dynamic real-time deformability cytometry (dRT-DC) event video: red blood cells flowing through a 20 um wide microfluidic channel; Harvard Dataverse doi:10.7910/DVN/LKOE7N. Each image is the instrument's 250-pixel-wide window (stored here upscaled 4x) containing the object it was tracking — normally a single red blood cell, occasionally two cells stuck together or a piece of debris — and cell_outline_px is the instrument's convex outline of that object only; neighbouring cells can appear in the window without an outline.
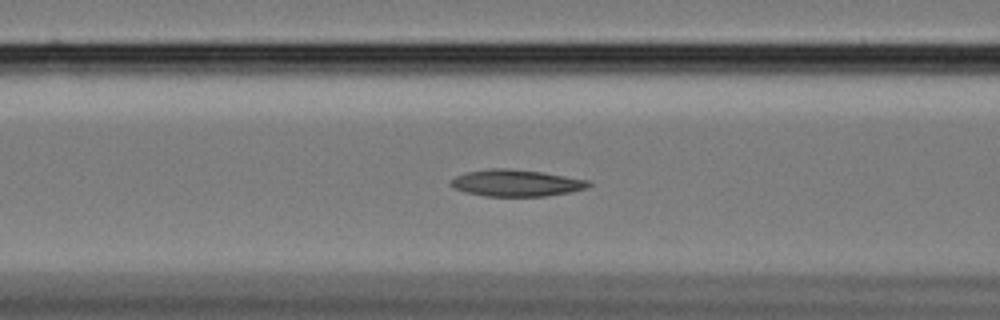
{"species": "Egyptian fruit bat (a non-hibernating species)", "species_latin": "Rousettus aegyptiacus", "temperature_condition": "cold", "stored_images_in_passage": 51, "camera_frame_rate_fps": 3000, "um_per_image_px": 0.085, "animal": {"sex": "female"}, "frame": {"image": 1, "passage_image": 21, "time_ms": 6.667, "image_size_px": [1000, 320], "cell_outline_px": [[592, 184], [584, 188], [568, 192], [544, 196], [484, 196], [464, 192], [452, 188], [448, 184], [456, 176], [468, 172], [492, 168], [504, 168], [540, 172], [588, 180]], "centroid_in_image_um": [43.81, 15.56], "position_along_channel_um": 122.8, "area_um2": 21.15}}
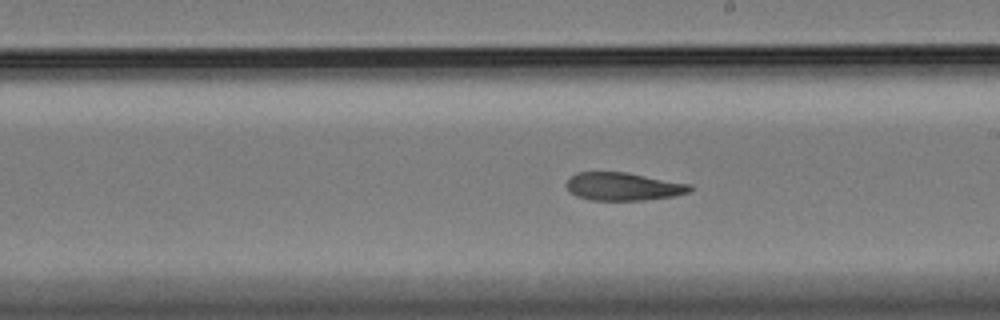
{"frame": {"image": 2, "passage_image": 31, "time_ms": 10.0, "image_size_px": [1000, 320], "cell_outline_px": [[692, 188], [688, 192], [672, 196], [644, 200], [592, 200], [576, 196], [568, 192], [568, 180], [576, 172], [624, 172], [692, 184]], "centroid_in_image_um": [52.97, 15.85], "position_along_channel_um": 236.0, "area_um2": 19.94}}
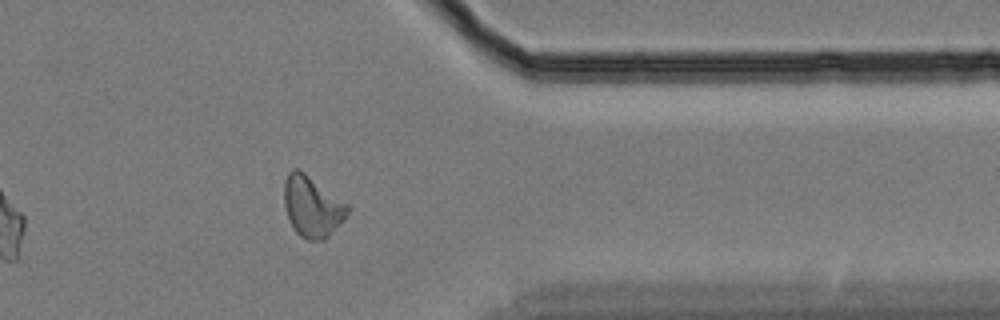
{"frame": {"image": 3, "passage_image": 45, "time_ms": 14.667, "image_size_px": [1000, 320], "cell_outline_px": [[348, 212], [328, 236], [324, 240], [308, 240], [300, 236], [296, 232], [288, 216], [284, 204], [284, 180], [288, 172], [292, 168], [296, 168], [304, 172], [348, 204]], "centroid_in_image_um": [26.5, 17.53], "position_along_channel_um": 384.9, "area_um2": 22.08}, "authors_computed_cell_mechanics": {"area_um2": 21.2126, "velocity_mm_per_s": 3.4072, "shape_relaxation_time_tau1_ms": 8.9032, "shape_relaxation_time_tau2_ms": 3.1717, "deformation_change_tau1": 0.1866, "deformation_change_tau2": 0.1091}}